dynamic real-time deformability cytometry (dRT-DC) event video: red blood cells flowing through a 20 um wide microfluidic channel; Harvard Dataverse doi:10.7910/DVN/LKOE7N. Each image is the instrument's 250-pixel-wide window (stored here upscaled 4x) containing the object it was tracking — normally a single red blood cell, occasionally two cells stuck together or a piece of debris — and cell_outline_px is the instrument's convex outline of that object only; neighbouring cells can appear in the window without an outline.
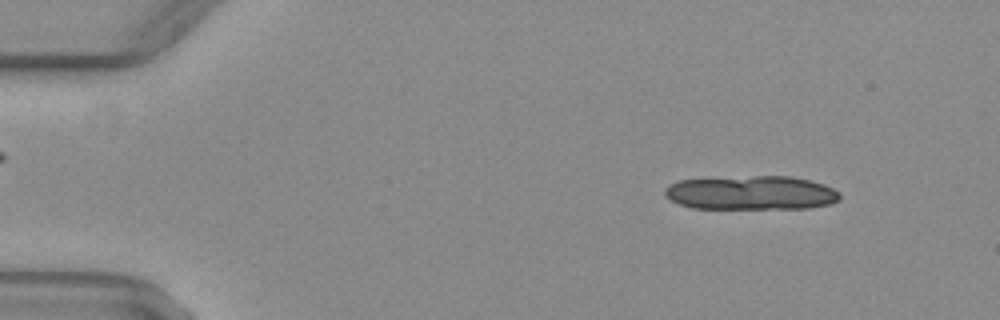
{"species": "common noctule bat (a hibernating species)", "species_latin": "Nyctalus noctula", "temperature_condition": "warm", "stored_images_in_passage": 13, "camera_frame_rate_fps": 3000, "um_per_image_px": 0.085, "animal": {"sex": "female", "body_mass_g": 29.2, "forearm_length_mm": 56.3}, "frame": {"image": 1, "passage_image": 4, "time_ms": 1.0, "image_size_px": [1000, 320], "cell_outline_px": [[840, 200], [828, 204], [808, 208], [692, 208], [680, 204], [672, 200], [664, 192], [664, 188], [668, 184], [680, 180], [752, 176], [792, 176], [812, 180], [824, 184], [840, 192]], "centroid_in_image_um": [63.89, 16.38], "position_along_channel_um": 21.1, "area_um2": 34.62}}